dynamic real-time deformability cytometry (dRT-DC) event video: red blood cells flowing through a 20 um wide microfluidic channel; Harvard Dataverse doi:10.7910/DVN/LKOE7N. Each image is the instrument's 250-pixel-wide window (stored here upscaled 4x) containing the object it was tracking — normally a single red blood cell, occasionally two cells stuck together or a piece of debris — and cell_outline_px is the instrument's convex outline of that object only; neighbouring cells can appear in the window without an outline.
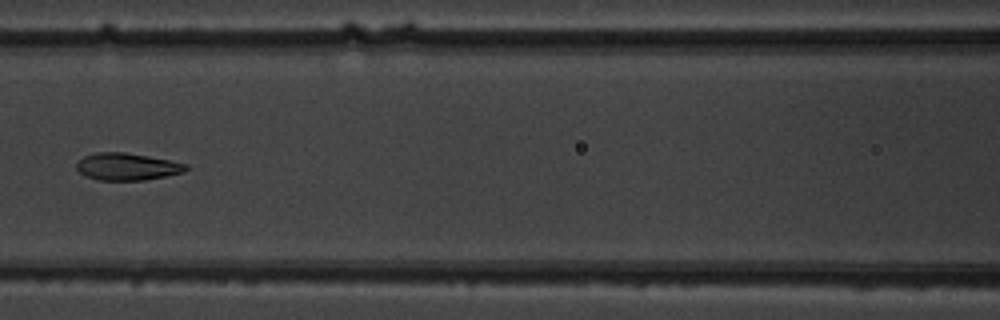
{"species": "common noctule bat (a hibernating species)", "species_latin": "Nyctalus noctula", "temperature_condition": "warm", "stored_images_in_passage": 5, "camera_frame_rate_fps": 3000, "um_per_image_px": 0.085, "animal": {"sex": "male", "body_mass_g": 19.5, "forearm_length_mm": 54.6}, "frame": {"image": 1, "passage_image": 5, "time_ms": 5.333, "image_size_px": [1000, 320], "cell_outline_px": [[188, 168], [184, 172], [144, 180], [100, 180], [88, 176], [80, 172], [76, 168], [76, 164], [84, 156], [96, 152], [124, 152], [148, 156], [188, 164]], "centroid_in_image_um": [10.81, 14.16], "position_along_channel_um": 155.8, "area_um2": 17.11}}